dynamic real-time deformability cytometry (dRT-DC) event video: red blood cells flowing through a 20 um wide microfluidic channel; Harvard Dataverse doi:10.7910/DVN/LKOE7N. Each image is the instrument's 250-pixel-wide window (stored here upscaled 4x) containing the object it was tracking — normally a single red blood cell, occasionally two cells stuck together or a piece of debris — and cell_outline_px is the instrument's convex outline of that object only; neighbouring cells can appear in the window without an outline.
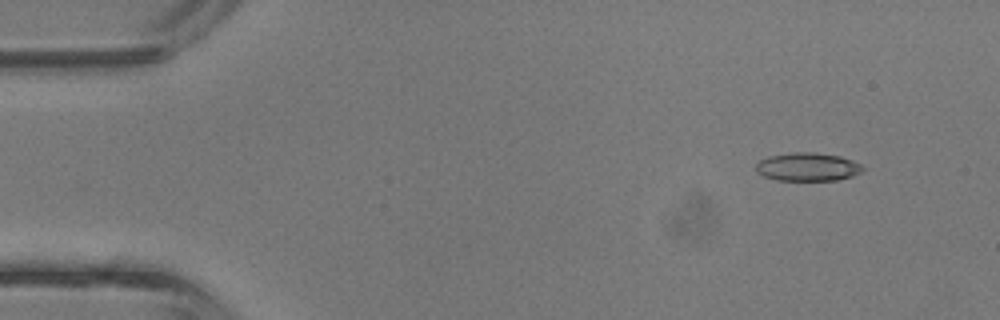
{"species": "common noctule bat (a hibernating species)", "species_latin": "Nyctalus noctula", "temperature_condition": "room temperature", "stored_images_in_passage": 4, "camera_frame_rate_fps": 3000, "um_per_image_px": 0.085, "animal": {"sex": "male", "body_mass_g": 13.3}, "frame": {"image": 1, "passage_image": 1, "time_ms": 0.0, "image_size_px": [1000, 320], "cell_outline_px": [[864, 168], [860, 172], [852, 176], [836, 180], [776, 180], [764, 176], [756, 172], [756, 164], [760, 160], [768, 156], [792, 152], [816, 152], [840, 156], [852, 160], [860, 164]], "centroid_in_image_um": [68.63, 14.18], "position_along_channel_um": 16.4, "area_um2": 17.63}}